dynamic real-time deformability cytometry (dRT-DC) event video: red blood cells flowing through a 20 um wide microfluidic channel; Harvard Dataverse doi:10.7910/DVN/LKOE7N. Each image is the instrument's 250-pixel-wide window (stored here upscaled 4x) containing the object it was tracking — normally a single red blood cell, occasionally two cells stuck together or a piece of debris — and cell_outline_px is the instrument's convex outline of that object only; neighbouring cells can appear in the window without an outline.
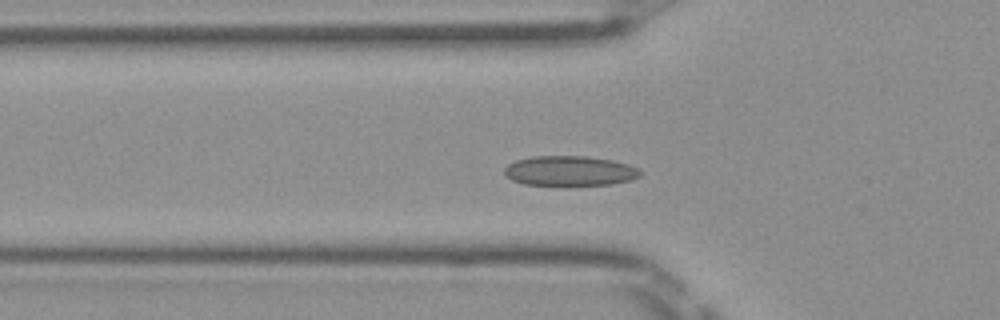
{"species": "Egyptian fruit bat (a non-hibernating species)", "species_latin": "Rousettus aegyptiacus", "temperature_condition": "room temperature", "stored_images_in_passage": 38, "camera_frame_rate_fps": 3000, "um_per_image_px": 0.085, "frame": {"image": 1, "passage_image": 3, "time_ms": 0.667, "image_size_px": [1000, 320], "cell_outline_px": [[640, 176], [632, 180], [612, 184], [568, 188], [560, 188], [524, 184], [512, 180], [504, 172], [504, 168], [508, 164], [516, 160], [532, 156], [584, 156], [612, 160], [628, 164], [636, 168], [640, 172]], "centroid_in_image_um": [48.41, 14.58], "position_along_channel_um": 77.4, "area_um2": 24.68}}
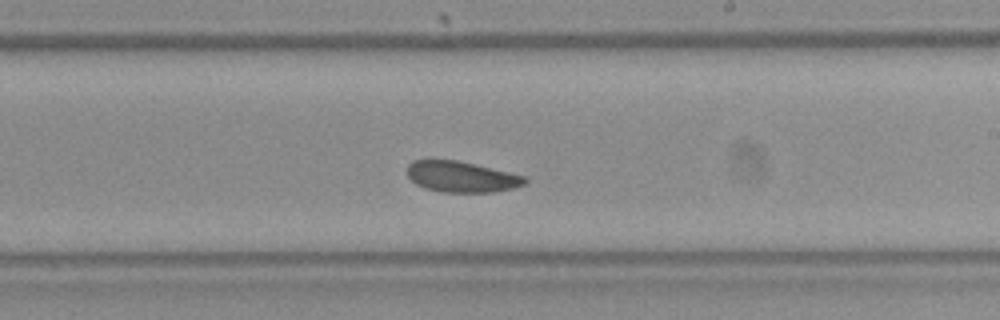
{"frame": {"image": 2, "passage_image": 16, "time_ms": 5.0, "image_size_px": [1000, 320], "cell_outline_px": [[528, 180], [524, 184], [516, 188], [496, 192], [444, 192], [424, 188], [416, 184], [408, 176], [408, 164], [412, 160], [456, 160], [476, 164], [524, 176]], "centroid_in_image_um": [39.24, 15.03], "position_along_channel_um": 249.8, "area_um2": 21.15}}
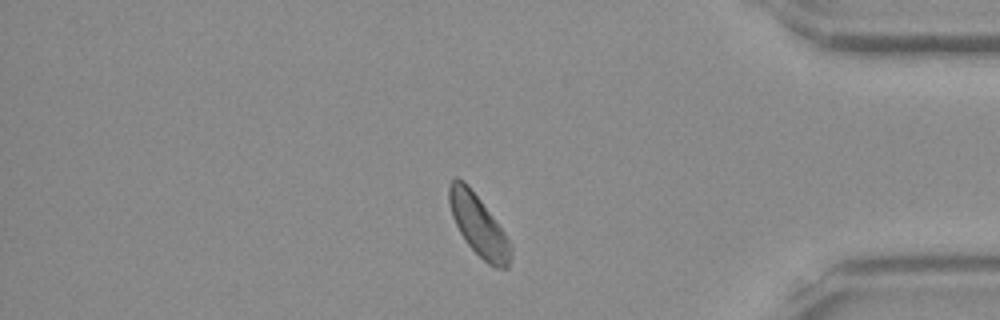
{"frame": {"image": 3, "passage_image": 29, "time_ms": 9.333, "image_size_px": [1000, 320], "cell_outline_px": [[512, 256], [508, 268], [496, 268], [488, 264], [468, 244], [460, 232], [452, 216], [448, 200], [448, 184], [456, 176], [464, 180], [468, 184], [504, 232], [512, 244]], "centroid_in_image_um": [40.67, 19.15], "position_along_channel_um": 394.5, "area_um2": 21.79}, "authors_computed_cell_mechanics": {"area_um2": 22.1374, "velocity_mm_per_s": 3.9711, "shape_relaxation_time_tau1_ms": 4.7481, "shape_relaxation_time_tau2_ms": 1.4153, "deformation_change_tau1": 0.0493, "deformation_change_tau2": 0.0566}}